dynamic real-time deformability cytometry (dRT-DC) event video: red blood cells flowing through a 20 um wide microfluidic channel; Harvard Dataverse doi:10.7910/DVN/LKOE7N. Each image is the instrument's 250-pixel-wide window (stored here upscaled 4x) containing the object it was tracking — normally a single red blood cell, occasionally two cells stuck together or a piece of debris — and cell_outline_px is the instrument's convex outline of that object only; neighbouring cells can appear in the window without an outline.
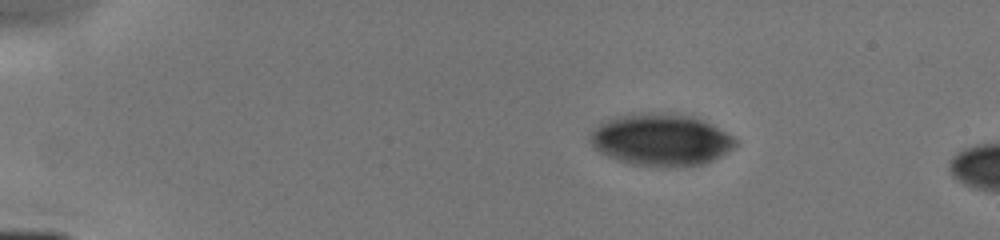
{"species": "human", "species_latin": "Homo sapiens", "temperature_condition": "cold", "stored_images_in_passage": 23, "camera_frame_rate_fps": 3000, "um_per_image_px": 0.085, "donor": {"sex": "male"}, "frame": {"image": 1, "passage_image": 19, "time_ms": 3.0, "image_size_px": [1000, 240], "cell_outline_px": [[740, 144], [720, 156], [704, 164], [676, 168], [660, 168], [632, 164], [608, 156], [600, 152], [592, 144], [592, 132], [600, 124], [608, 120], [632, 112], [660, 112], [696, 116], [712, 124], [732, 136]], "centroid_in_image_um": [56.25, 11.89], "position_along_channel_um": 28.8, "area_um2": 44.33}}